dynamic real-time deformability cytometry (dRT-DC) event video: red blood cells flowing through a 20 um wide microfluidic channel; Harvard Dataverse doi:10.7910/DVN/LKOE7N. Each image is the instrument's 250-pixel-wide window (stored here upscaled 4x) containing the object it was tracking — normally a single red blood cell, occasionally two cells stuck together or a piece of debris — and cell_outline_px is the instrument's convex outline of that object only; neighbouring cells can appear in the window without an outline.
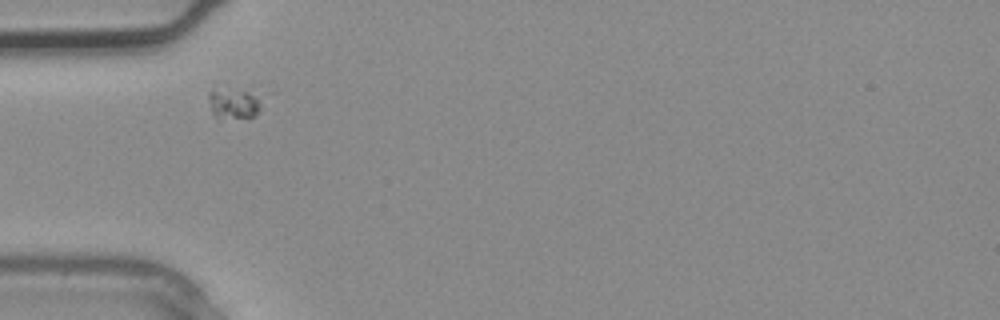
{"species": "common noctule bat (a hibernating species)", "species_latin": "Nyctalus noctula", "temperature_condition": "warm", "stored_images_in_passage": 3, "segment_of_instrument_passage": [2, 2], "camera_frame_rate_fps": 3000, "um_per_image_px": 0.085, "animal": {"sex": "male", "body_mass_g": 20.4}, "frame": {"image": 1, "passage_image": 2, "time_ms": 0.333, "image_size_px": [1000, 320], "cell_outline_px": [[276, 92], [252, 116], [216, 116], [212, 112], [208, 96], [208, 92], [212, 88]], "centroid_in_image_um": [20.15, 8.64], "position_along_channel_um": 64.9, "area_um2": 10.29}}